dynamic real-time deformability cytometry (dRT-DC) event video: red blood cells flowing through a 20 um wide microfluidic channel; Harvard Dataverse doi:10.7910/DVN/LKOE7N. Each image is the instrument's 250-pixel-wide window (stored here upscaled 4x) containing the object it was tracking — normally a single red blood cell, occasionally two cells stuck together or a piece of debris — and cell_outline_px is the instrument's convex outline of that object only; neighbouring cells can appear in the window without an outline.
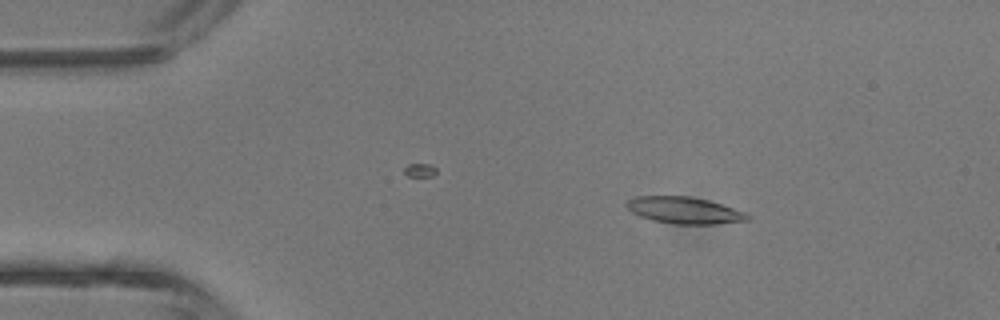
{"species": "common noctule bat (a hibernating species)", "species_latin": "Nyctalus noctula", "temperature_condition": "room temperature", "stored_images_in_passage": 38, "camera_frame_rate_fps": 3000, "um_per_image_px": 0.085, "animal": {"sex": "male", "body_mass_g": 13.3}, "frame": {"image": 1, "passage_image": 6, "time_ms": 1.667, "image_size_px": [1000, 320], "cell_outline_px": [[752, 216], [748, 220], [716, 224], [676, 224], [652, 220], [640, 216], [632, 212], [624, 204], [628, 200], [636, 196], [688, 196], [708, 200], [748, 212]], "centroid_in_image_um": [58.2, 17.87], "position_along_channel_um": 26.8, "area_um2": 18.9}}
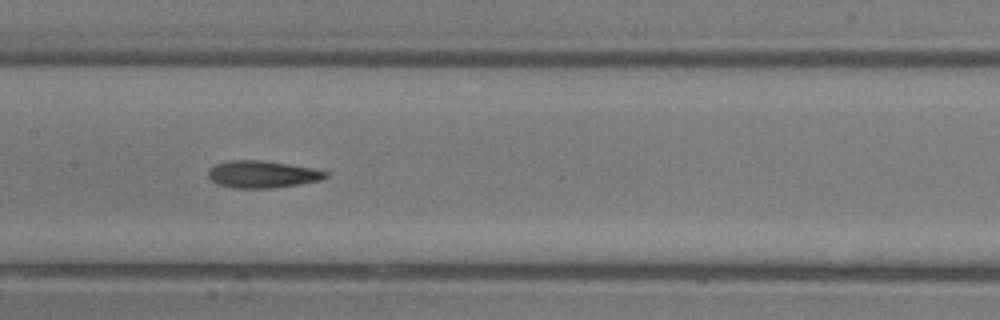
{"frame": {"image": 2, "passage_image": 20, "time_ms": 6.333, "image_size_px": [1000, 320], "cell_outline_px": [[328, 176], [320, 180], [300, 184], [272, 188], [232, 188], [216, 184], [208, 176], [208, 168], [216, 164], [232, 160], [260, 160], [288, 164], [312, 168], [328, 172]], "centroid_in_image_um": [22.27, 14.82], "position_along_channel_um": 185.1, "area_um2": 18.55}}
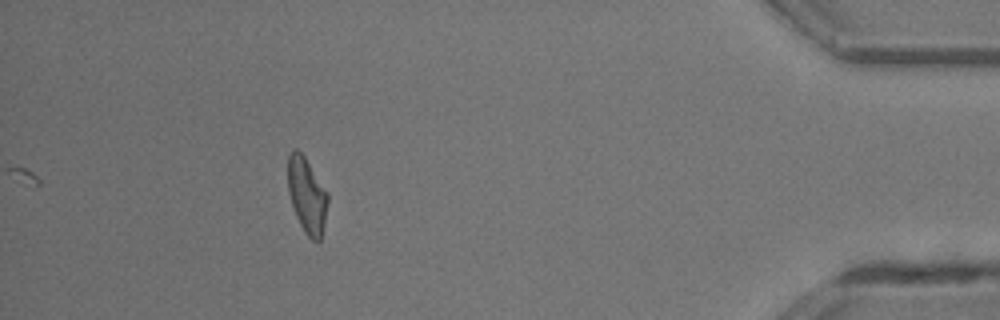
{"frame": {"image": 3, "passage_image": 38, "time_ms": 12.333, "image_size_px": [1000, 320], "cell_outline_px": [[328, 204], [324, 224], [320, 240], [312, 240], [304, 232], [296, 216], [288, 192], [288, 156], [292, 148], [296, 148], [304, 156], [328, 192]], "centroid_in_image_um": [26.09, 16.58], "position_along_channel_um": 409.1, "area_um2": 17.51}, "authors_computed_cell_mechanics": {"area_um2": 18.0047, "velocity_mm_per_s": 4.7299, "shape_relaxation_time_tau1_ms": 5.0113, "shape_relaxation_time_tau2_ms": 2.7233, "deformation_change_tau1": 0.1514, "deformation_change_tau2": 0.1133}}